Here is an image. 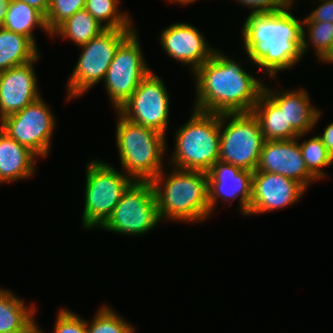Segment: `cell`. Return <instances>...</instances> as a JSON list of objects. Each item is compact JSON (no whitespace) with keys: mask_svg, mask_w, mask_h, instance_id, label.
Segmentation results:
<instances>
[{"mask_svg":"<svg viewBox=\"0 0 333 333\" xmlns=\"http://www.w3.org/2000/svg\"><path fill=\"white\" fill-rule=\"evenodd\" d=\"M35 156L0 129V183L28 178L35 170Z\"/></svg>","mask_w":333,"mask_h":333,"instance_id":"cell-19","label":"cell"},{"mask_svg":"<svg viewBox=\"0 0 333 333\" xmlns=\"http://www.w3.org/2000/svg\"><path fill=\"white\" fill-rule=\"evenodd\" d=\"M230 118L224 127V120ZM263 143L259 122L252 112L220 114V161L254 172Z\"/></svg>","mask_w":333,"mask_h":333,"instance_id":"cell-9","label":"cell"},{"mask_svg":"<svg viewBox=\"0 0 333 333\" xmlns=\"http://www.w3.org/2000/svg\"><path fill=\"white\" fill-rule=\"evenodd\" d=\"M85 8V0H50L45 22L49 34L73 14Z\"/></svg>","mask_w":333,"mask_h":333,"instance_id":"cell-29","label":"cell"},{"mask_svg":"<svg viewBox=\"0 0 333 333\" xmlns=\"http://www.w3.org/2000/svg\"><path fill=\"white\" fill-rule=\"evenodd\" d=\"M105 29L86 9H81L60 24L51 35H61L82 46Z\"/></svg>","mask_w":333,"mask_h":333,"instance_id":"cell-24","label":"cell"},{"mask_svg":"<svg viewBox=\"0 0 333 333\" xmlns=\"http://www.w3.org/2000/svg\"><path fill=\"white\" fill-rule=\"evenodd\" d=\"M38 10L44 17L49 10L50 0H19Z\"/></svg>","mask_w":333,"mask_h":333,"instance_id":"cell-34","label":"cell"},{"mask_svg":"<svg viewBox=\"0 0 333 333\" xmlns=\"http://www.w3.org/2000/svg\"><path fill=\"white\" fill-rule=\"evenodd\" d=\"M252 113L259 122L264 140H286L285 112L264 91Z\"/></svg>","mask_w":333,"mask_h":333,"instance_id":"cell-23","label":"cell"},{"mask_svg":"<svg viewBox=\"0 0 333 333\" xmlns=\"http://www.w3.org/2000/svg\"><path fill=\"white\" fill-rule=\"evenodd\" d=\"M54 333H87L86 321L67 309H60Z\"/></svg>","mask_w":333,"mask_h":333,"instance_id":"cell-30","label":"cell"},{"mask_svg":"<svg viewBox=\"0 0 333 333\" xmlns=\"http://www.w3.org/2000/svg\"><path fill=\"white\" fill-rule=\"evenodd\" d=\"M55 120L40 97L19 112L4 117L0 121V129L37 156L46 157L56 125Z\"/></svg>","mask_w":333,"mask_h":333,"instance_id":"cell-11","label":"cell"},{"mask_svg":"<svg viewBox=\"0 0 333 333\" xmlns=\"http://www.w3.org/2000/svg\"><path fill=\"white\" fill-rule=\"evenodd\" d=\"M206 43L201 32L187 23L172 24L161 34V45L165 52L177 61L189 64L193 72L216 51Z\"/></svg>","mask_w":333,"mask_h":333,"instance_id":"cell-17","label":"cell"},{"mask_svg":"<svg viewBox=\"0 0 333 333\" xmlns=\"http://www.w3.org/2000/svg\"><path fill=\"white\" fill-rule=\"evenodd\" d=\"M134 30L116 49L104 82L113 106L118 111L151 71L145 63Z\"/></svg>","mask_w":333,"mask_h":333,"instance_id":"cell-10","label":"cell"},{"mask_svg":"<svg viewBox=\"0 0 333 333\" xmlns=\"http://www.w3.org/2000/svg\"><path fill=\"white\" fill-rule=\"evenodd\" d=\"M118 112L127 120L165 135L169 96L161 78L150 71Z\"/></svg>","mask_w":333,"mask_h":333,"instance_id":"cell-12","label":"cell"},{"mask_svg":"<svg viewBox=\"0 0 333 333\" xmlns=\"http://www.w3.org/2000/svg\"><path fill=\"white\" fill-rule=\"evenodd\" d=\"M248 8H253L251 13H275L290 8L288 0H235Z\"/></svg>","mask_w":333,"mask_h":333,"instance_id":"cell-31","label":"cell"},{"mask_svg":"<svg viewBox=\"0 0 333 333\" xmlns=\"http://www.w3.org/2000/svg\"><path fill=\"white\" fill-rule=\"evenodd\" d=\"M38 55L37 46L28 37L0 27V73L32 61Z\"/></svg>","mask_w":333,"mask_h":333,"instance_id":"cell-21","label":"cell"},{"mask_svg":"<svg viewBox=\"0 0 333 333\" xmlns=\"http://www.w3.org/2000/svg\"><path fill=\"white\" fill-rule=\"evenodd\" d=\"M305 189L293 179L269 172H253L248 215L266 213L292 205Z\"/></svg>","mask_w":333,"mask_h":333,"instance_id":"cell-15","label":"cell"},{"mask_svg":"<svg viewBox=\"0 0 333 333\" xmlns=\"http://www.w3.org/2000/svg\"><path fill=\"white\" fill-rule=\"evenodd\" d=\"M49 33L45 17L35 8L19 0H11L2 28L28 37L36 46L34 27Z\"/></svg>","mask_w":333,"mask_h":333,"instance_id":"cell-22","label":"cell"},{"mask_svg":"<svg viewBox=\"0 0 333 333\" xmlns=\"http://www.w3.org/2000/svg\"><path fill=\"white\" fill-rule=\"evenodd\" d=\"M86 326L87 333H134V327L105 305L96 313L91 324L86 321Z\"/></svg>","mask_w":333,"mask_h":333,"instance_id":"cell-27","label":"cell"},{"mask_svg":"<svg viewBox=\"0 0 333 333\" xmlns=\"http://www.w3.org/2000/svg\"><path fill=\"white\" fill-rule=\"evenodd\" d=\"M36 307L28 308L12 292L0 288V333H38Z\"/></svg>","mask_w":333,"mask_h":333,"instance_id":"cell-20","label":"cell"},{"mask_svg":"<svg viewBox=\"0 0 333 333\" xmlns=\"http://www.w3.org/2000/svg\"><path fill=\"white\" fill-rule=\"evenodd\" d=\"M285 9L275 13L249 14L243 25V42L248 59L267 74L289 69L306 51L302 21Z\"/></svg>","mask_w":333,"mask_h":333,"instance_id":"cell-1","label":"cell"},{"mask_svg":"<svg viewBox=\"0 0 333 333\" xmlns=\"http://www.w3.org/2000/svg\"><path fill=\"white\" fill-rule=\"evenodd\" d=\"M195 73L194 109L213 114L252 112L264 85L236 61L216 50Z\"/></svg>","mask_w":333,"mask_h":333,"instance_id":"cell-2","label":"cell"},{"mask_svg":"<svg viewBox=\"0 0 333 333\" xmlns=\"http://www.w3.org/2000/svg\"><path fill=\"white\" fill-rule=\"evenodd\" d=\"M38 333H43V332H41V330H40V328L38 327Z\"/></svg>","mask_w":333,"mask_h":333,"instance_id":"cell-39","label":"cell"},{"mask_svg":"<svg viewBox=\"0 0 333 333\" xmlns=\"http://www.w3.org/2000/svg\"><path fill=\"white\" fill-rule=\"evenodd\" d=\"M264 92L285 112L286 140L302 137L318 122L321 111L312 107L306 91L277 93L264 86Z\"/></svg>","mask_w":333,"mask_h":333,"instance_id":"cell-18","label":"cell"},{"mask_svg":"<svg viewBox=\"0 0 333 333\" xmlns=\"http://www.w3.org/2000/svg\"><path fill=\"white\" fill-rule=\"evenodd\" d=\"M134 29H105L82 48L81 55L68 81V99L81 96L100 80L113 60L116 49Z\"/></svg>","mask_w":333,"mask_h":333,"instance_id":"cell-8","label":"cell"},{"mask_svg":"<svg viewBox=\"0 0 333 333\" xmlns=\"http://www.w3.org/2000/svg\"><path fill=\"white\" fill-rule=\"evenodd\" d=\"M120 0H85V8L106 29H133L130 17L120 12ZM106 22L102 24V22Z\"/></svg>","mask_w":333,"mask_h":333,"instance_id":"cell-25","label":"cell"},{"mask_svg":"<svg viewBox=\"0 0 333 333\" xmlns=\"http://www.w3.org/2000/svg\"><path fill=\"white\" fill-rule=\"evenodd\" d=\"M10 2L11 0H0V27H2L5 21Z\"/></svg>","mask_w":333,"mask_h":333,"instance_id":"cell-35","label":"cell"},{"mask_svg":"<svg viewBox=\"0 0 333 333\" xmlns=\"http://www.w3.org/2000/svg\"><path fill=\"white\" fill-rule=\"evenodd\" d=\"M117 113L116 143L123 169L133 181H152L163 171L166 135Z\"/></svg>","mask_w":333,"mask_h":333,"instance_id":"cell-4","label":"cell"},{"mask_svg":"<svg viewBox=\"0 0 333 333\" xmlns=\"http://www.w3.org/2000/svg\"><path fill=\"white\" fill-rule=\"evenodd\" d=\"M133 180L119 173L110 164L93 160L87 165L85 206L82 216L84 228L101 226L113 212L123 192Z\"/></svg>","mask_w":333,"mask_h":333,"instance_id":"cell-6","label":"cell"},{"mask_svg":"<svg viewBox=\"0 0 333 333\" xmlns=\"http://www.w3.org/2000/svg\"><path fill=\"white\" fill-rule=\"evenodd\" d=\"M330 62V63H333V47L332 49L330 50L329 54L322 60V62Z\"/></svg>","mask_w":333,"mask_h":333,"instance_id":"cell-36","label":"cell"},{"mask_svg":"<svg viewBox=\"0 0 333 333\" xmlns=\"http://www.w3.org/2000/svg\"><path fill=\"white\" fill-rule=\"evenodd\" d=\"M160 221L152 182L133 181L100 227L115 233L140 235L153 229Z\"/></svg>","mask_w":333,"mask_h":333,"instance_id":"cell-7","label":"cell"},{"mask_svg":"<svg viewBox=\"0 0 333 333\" xmlns=\"http://www.w3.org/2000/svg\"><path fill=\"white\" fill-rule=\"evenodd\" d=\"M293 1H294V0H288V5H289V7H291V6L293 5Z\"/></svg>","mask_w":333,"mask_h":333,"instance_id":"cell-38","label":"cell"},{"mask_svg":"<svg viewBox=\"0 0 333 333\" xmlns=\"http://www.w3.org/2000/svg\"><path fill=\"white\" fill-rule=\"evenodd\" d=\"M207 177L210 213L219 197L232 202L240 195L241 212L248 215L252 196V171L218 160L207 172Z\"/></svg>","mask_w":333,"mask_h":333,"instance_id":"cell-14","label":"cell"},{"mask_svg":"<svg viewBox=\"0 0 333 333\" xmlns=\"http://www.w3.org/2000/svg\"><path fill=\"white\" fill-rule=\"evenodd\" d=\"M322 2L302 22H332L333 23V0H318Z\"/></svg>","mask_w":333,"mask_h":333,"instance_id":"cell-32","label":"cell"},{"mask_svg":"<svg viewBox=\"0 0 333 333\" xmlns=\"http://www.w3.org/2000/svg\"><path fill=\"white\" fill-rule=\"evenodd\" d=\"M319 137L322 139L328 153L333 157V122L327 125L322 136Z\"/></svg>","mask_w":333,"mask_h":333,"instance_id":"cell-33","label":"cell"},{"mask_svg":"<svg viewBox=\"0 0 333 333\" xmlns=\"http://www.w3.org/2000/svg\"><path fill=\"white\" fill-rule=\"evenodd\" d=\"M302 157L305 161L308 171L317 179L325 177L322 167L329 166L333 162V157L328 153L322 139L319 136L299 143Z\"/></svg>","mask_w":333,"mask_h":333,"instance_id":"cell-26","label":"cell"},{"mask_svg":"<svg viewBox=\"0 0 333 333\" xmlns=\"http://www.w3.org/2000/svg\"><path fill=\"white\" fill-rule=\"evenodd\" d=\"M175 139L176 151L169 163L177 169L208 172L219 160L220 114L194 110Z\"/></svg>","mask_w":333,"mask_h":333,"instance_id":"cell-5","label":"cell"},{"mask_svg":"<svg viewBox=\"0 0 333 333\" xmlns=\"http://www.w3.org/2000/svg\"><path fill=\"white\" fill-rule=\"evenodd\" d=\"M32 61L0 73V119L19 112L41 96Z\"/></svg>","mask_w":333,"mask_h":333,"instance_id":"cell-16","label":"cell"},{"mask_svg":"<svg viewBox=\"0 0 333 333\" xmlns=\"http://www.w3.org/2000/svg\"><path fill=\"white\" fill-rule=\"evenodd\" d=\"M170 1H173V0H170ZM176 1H177L178 3H181L182 5H183V4L186 5V4H188V3H189V4H190V3H193L195 0H174L173 2H176Z\"/></svg>","mask_w":333,"mask_h":333,"instance_id":"cell-37","label":"cell"},{"mask_svg":"<svg viewBox=\"0 0 333 333\" xmlns=\"http://www.w3.org/2000/svg\"><path fill=\"white\" fill-rule=\"evenodd\" d=\"M307 26L309 40L315 48L316 56L322 61L333 47V23L332 22H302Z\"/></svg>","mask_w":333,"mask_h":333,"instance_id":"cell-28","label":"cell"},{"mask_svg":"<svg viewBox=\"0 0 333 333\" xmlns=\"http://www.w3.org/2000/svg\"><path fill=\"white\" fill-rule=\"evenodd\" d=\"M164 174L162 171L151 181L161 219L194 223L211 214L207 172L176 168L165 180Z\"/></svg>","mask_w":333,"mask_h":333,"instance_id":"cell-3","label":"cell"},{"mask_svg":"<svg viewBox=\"0 0 333 333\" xmlns=\"http://www.w3.org/2000/svg\"><path fill=\"white\" fill-rule=\"evenodd\" d=\"M254 172L280 174L298 182L304 189L317 180L307 169L297 138L264 140L258 165Z\"/></svg>","mask_w":333,"mask_h":333,"instance_id":"cell-13","label":"cell"}]
</instances>
